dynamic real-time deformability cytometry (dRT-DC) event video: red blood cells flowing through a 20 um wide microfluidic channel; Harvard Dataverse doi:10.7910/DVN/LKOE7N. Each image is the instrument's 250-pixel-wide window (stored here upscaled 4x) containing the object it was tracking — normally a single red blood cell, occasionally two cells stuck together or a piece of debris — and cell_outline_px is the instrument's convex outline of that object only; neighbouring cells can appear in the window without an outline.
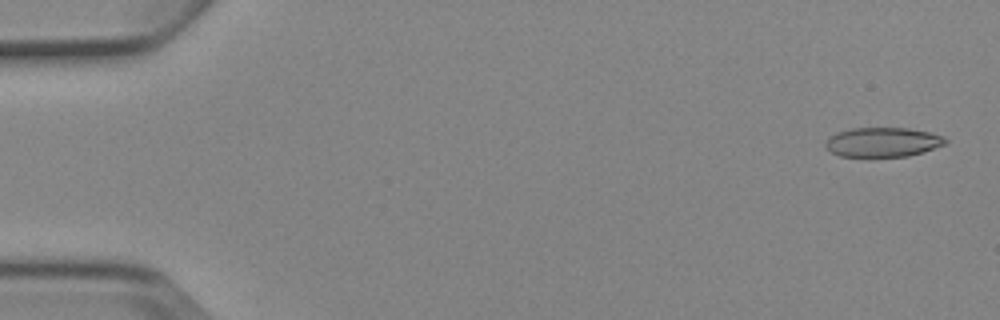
{"species": "Egyptian fruit bat (a non-hibernating species)", "species_latin": "Rousettus aegyptiacus", "temperature_condition": "cold", "stored_images_in_passage": 4, "camera_frame_rate_fps": 3000, "um_per_image_px": 0.085, "animal": {"sex": "female"}, "frame": {"image": 1, "passage_image": 1, "time_ms": 0.0, "image_size_px": [1000, 320], "cell_outline_px": [[948, 144], [924, 152], [908, 156], [868, 160], [840, 156], [832, 152], [824, 144], [828, 136], [836, 132], [852, 128], [908, 128], [928, 132], [944, 136], [948, 140]], "centroid_in_image_um": [75.02, 12.13], "position_along_channel_um": 10.0, "area_um2": 21.68}}